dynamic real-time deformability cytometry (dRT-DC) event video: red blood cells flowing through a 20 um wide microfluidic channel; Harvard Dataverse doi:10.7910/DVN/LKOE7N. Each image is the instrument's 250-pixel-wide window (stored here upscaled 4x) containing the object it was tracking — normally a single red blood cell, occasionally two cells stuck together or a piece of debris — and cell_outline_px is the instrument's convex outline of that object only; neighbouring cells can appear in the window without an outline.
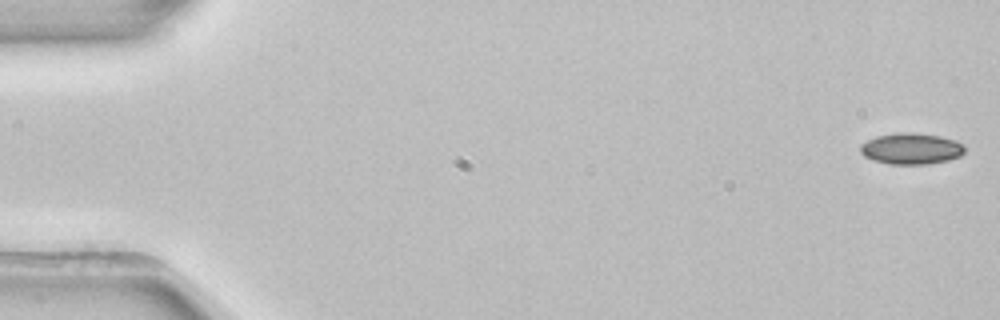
{"species": "common noctule bat (a hibernating species)", "species_latin": "Nyctalus noctula", "temperature_condition": "room temperature", "stored_images_in_passage": 53, "camera_frame_rate_fps": 3000, "um_per_image_px": 0.085, "animal": {"sex": "female", "body_mass_g": 22.7, "forearm_length_mm": 54.2}, "frame": {"image": 1, "passage_image": 1, "time_ms": 0.0, "image_size_px": [1000, 320], "cell_outline_px": [[964, 152], [960, 156], [948, 160], [928, 164], [888, 164], [872, 160], [864, 156], [860, 152], [860, 144], [876, 136], [904, 132], [912, 132], [940, 136], [956, 140], [964, 148]], "centroid_in_image_um": [77.42, 12.64], "position_along_channel_um": 7.6, "area_um2": 18.96}}
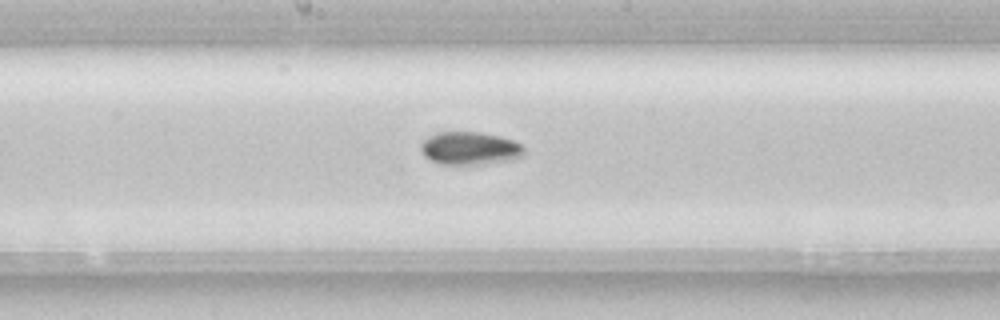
{"frame": {"image": 2, "passage_image": 28, "time_ms": 9.0, "image_size_px": [1000, 320], "cell_outline_px": [[524, 156], [512, 160], [484, 164], [440, 164], [424, 156], [420, 152], [420, 144], [428, 136], [436, 132], [480, 132], [500, 136], [512, 140], [520, 144], [524, 148]], "centroid_in_image_um": [39.93, 12.61], "position_along_channel_um": 208.3, "area_um2": 20.0}}
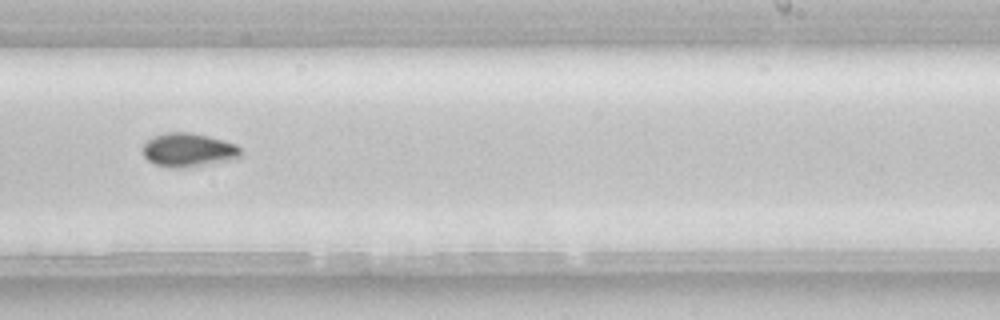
{"frame": {"image": 3, "passage_image": 33, "time_ms": 10.667, "image_size_px": [1000, 320], "cell_outline_px": [[244, 156], [236, 160], [184, 168], [168, 168], [156, 164], [148, 160], [144, 156], [140, 148], [152, 136], [164, 132], [188, 132], [208, 136], [236, 144], [244, 152]], "centroid_in_image_um": [16.04, 12.76], "position_along_channel_um": 273.0, "area_um2": 19.83}, "authors_computed_cell_mechanics": {"area_um2": 19.0162, "velocity_mm_per_s": 3.9103, "shape_relaxation_time_tau1_ms": 3.8411, "shape_relaxation_time_tau2_ms": null, "deformation_change_tau1": 0.0935, "deformation_change_tau2": null}}